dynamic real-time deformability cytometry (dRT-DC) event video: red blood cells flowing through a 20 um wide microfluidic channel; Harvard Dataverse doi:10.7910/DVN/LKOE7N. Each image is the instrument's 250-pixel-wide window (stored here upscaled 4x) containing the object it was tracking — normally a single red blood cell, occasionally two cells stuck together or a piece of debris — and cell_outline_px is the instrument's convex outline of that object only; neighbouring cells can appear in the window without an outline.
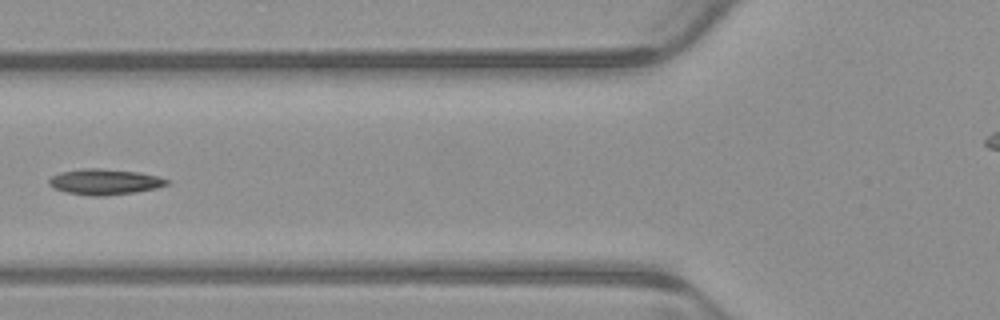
{"species": "common noctule bat (a hibernating species)", "species_latin": "Nyctalus noctula", "temperature_condition": "warm", "stored_images_in_passage": 3, "camera_frame_rate_fps": 3000, "um_per_image_px": 0.085, "animal": {"sex": "male", "body_mass_g": 23.1, "forearm_length_mm": 52.7}, "frame": {"image": 1, "passage_image": 3, "time_ms": 0.667, "image_size_px": [1000, 320], "cell_outline_px": [[172, 184], [156, 188], [136, 192], [104, 196], [92, 196], [64, 192], [52, 188], [48, 184], [48, 180], [52, 176], [60, 172], [84, 168], [96, 168], [140, 172], [172, 180]], "centroid_in_image_um": [8.92, 15.46], "position_along_channel_um": 116.9, "area_um2": 17.92}}